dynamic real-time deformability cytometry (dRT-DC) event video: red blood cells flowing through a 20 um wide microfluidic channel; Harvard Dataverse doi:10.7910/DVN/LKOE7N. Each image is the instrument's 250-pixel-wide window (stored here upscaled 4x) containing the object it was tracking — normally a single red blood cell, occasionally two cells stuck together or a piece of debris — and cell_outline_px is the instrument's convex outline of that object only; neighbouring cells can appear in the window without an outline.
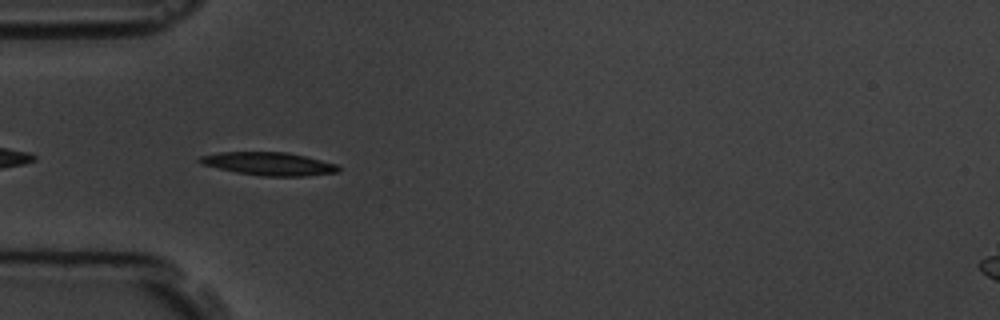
{"species": "common noctule bat (a hibernating species)", "species_latin": "Nyctalus noctula", "temperature_condition": "room temperature", "stored_images_in_passage": 11, "camera_frame_rate_fps": 3000, "um_per_image_px": 0.085, "animal": {"sex": "male", "body_mass_g": 19.5, "forearm_length_mm": 54.6}, "frame": {"image": 1, "passage_image": 5, "time_ms": 5.333, "image_size_px": [1000, 320], "cell_outline_px": [[340, 172], [308, 176], [264, 176], [236, 172], [200, 164], [196, 160], [200, 156], [220, 152], [288, 152], [336, 164], [340, 168]], "centroid_in_image_um": [22.84, 13.92], "position_along_channel_um": 62.2, "area_um2": 18.67}}
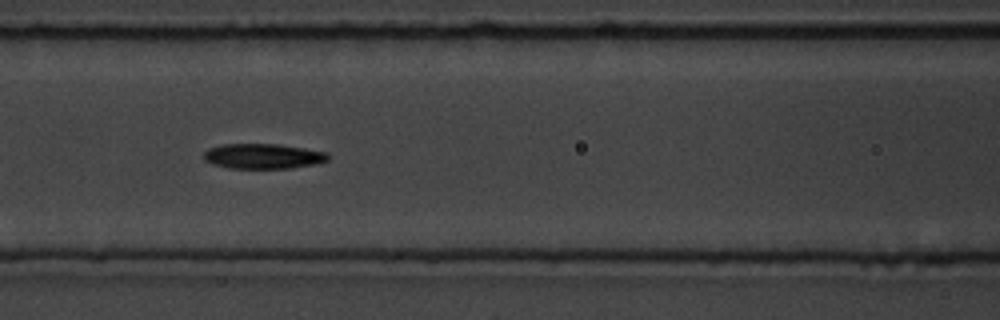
{"frame": {"image": 2, "passage_image": 7, "time_ms": 7.667, "image_size_px": [1000, 320], "cell_outline_px": [[328, 160], [316, 164], [288, 168], [228, 168], [212, 164], [204, 160], [204, 152], [208, 148], [220, 144], [276, 144], [304, 148], [328, 152]], "centroid_in_image_um": [22.33, 13.27], "position_along_channel_um": 144.3, "area_um2": 18.21}}